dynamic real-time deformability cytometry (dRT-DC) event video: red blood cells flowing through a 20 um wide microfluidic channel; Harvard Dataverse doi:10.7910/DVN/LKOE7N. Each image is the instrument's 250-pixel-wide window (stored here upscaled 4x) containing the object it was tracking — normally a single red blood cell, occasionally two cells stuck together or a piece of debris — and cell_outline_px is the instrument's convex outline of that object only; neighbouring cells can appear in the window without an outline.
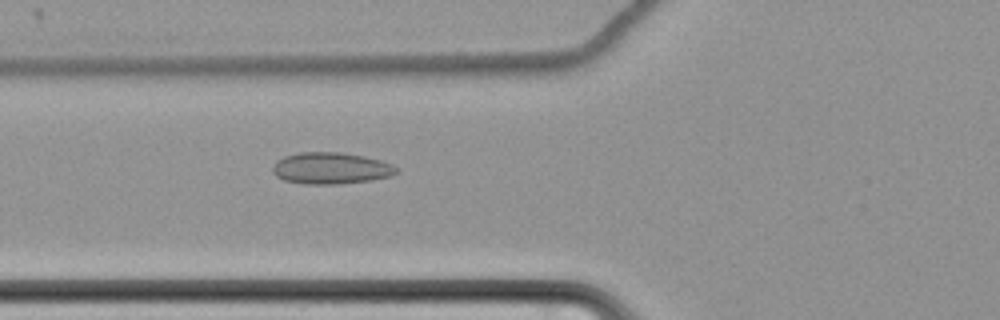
{"species": "common noctule bat (a hibernating species)", "species_latin": "Nyctalus noctula", "temperature_condition": "cold", "stored_images_in_passage": 61, "camera_frame_rate_fps": 3000, "um_per_image_px": 0.085, "animal": {"sex": "female", "body_mass_g": 22.7, "forearm_length_mm": 54.2}, "frame": {"image": 1, "passage_image": 25, "time_ms": 8.0, "image_size_px": [1000, 320], "cell_outline_px": [[400, 172], [392, 176], [372, 180], [340, 184], [304, 184], [284, 180], [276, 176], [272, 172], [272, 168], [276, 160], [284, 156], [300, 152], [340, 152], [364, 156], [380, 160], [392, 164], [400, 168]], "centroid_in_image_um": [28.16, 14.3], "position_along_channel_um": 97.6, "area_um2": 23.12}}
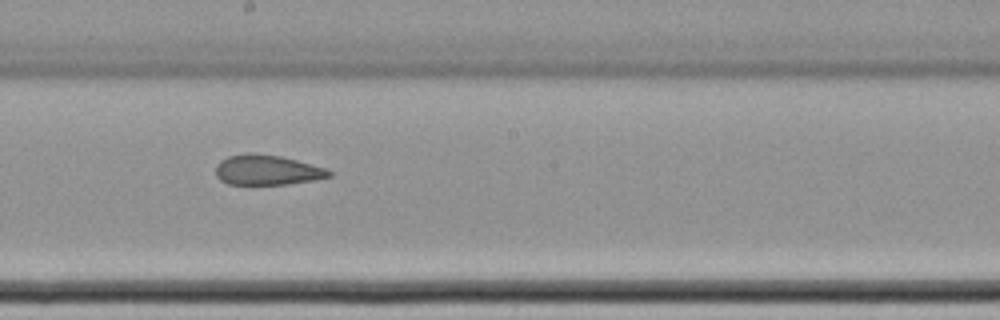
{"frame": {"image": 2, "passage_image": 36, "time_ms": 11.667, "image_size_px": [1000, 320], "cell_outline_px": [[332, 176], [316, 180], [288, 184], [228, 184], [220, 180], [216, 176], [216, 164], [220, 160], [228, 156], [248, 152], [252, 152], [280, 156], [296, 160], [324, 168], [332, 172]], "centroid_in_image_um": [22.68, 14.45], "position_along_channel_um": 225.5, "area_um2": 19.94}}
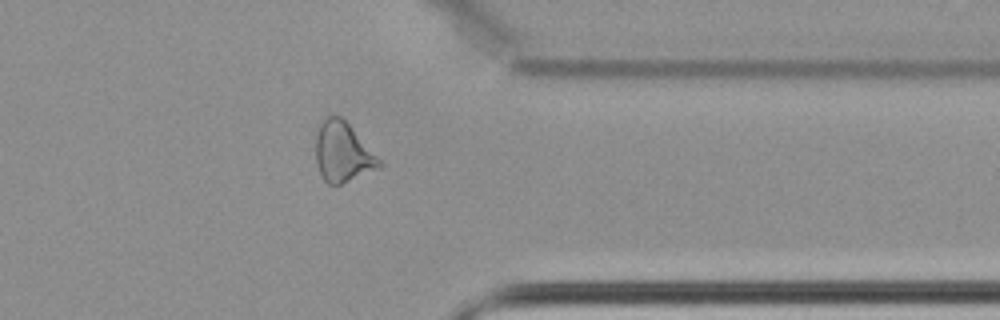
{"frame": {"image": 3, "passage_image": 50, "time_ms": 16.333, "image_size_px": [1000, 320], "cell_outline_px": [[384, 164], [380, 168], [340, 184], [328, 184], [324, 180], [320, 172], [316, 160], [316, 136], [320, 124], [328, 116], [340, 116], [348, 124]], "centroid_in_image_um": [29.13, 12.96], "position_along_channel_um": 382.3, "area_um2": 21.62}, "authors_computed_cell_mechanics": {"area_um2": 23.8136, "velocity_mm_per_s": 3.4831, "shape_relaxation_time_tau1_ms": null, "shape_relaxation_time_tau2_ms": 6.3729, "deformation_change_tau1": null, "deformation_change_tau2": 0.1372}}